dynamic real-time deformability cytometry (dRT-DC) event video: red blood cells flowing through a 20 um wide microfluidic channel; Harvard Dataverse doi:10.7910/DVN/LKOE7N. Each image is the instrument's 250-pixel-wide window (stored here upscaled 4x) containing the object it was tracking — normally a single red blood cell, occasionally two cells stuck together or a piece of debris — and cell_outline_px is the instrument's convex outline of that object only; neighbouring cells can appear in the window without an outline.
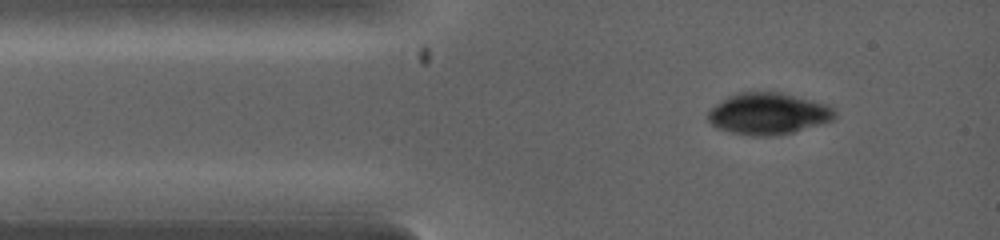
{"species": "common noctule bat (a hibernating species)", "species_latin": "Nyctalus noctula", "temperature_condition": "warm", "stored_images_in_passage": 2, "camera_frame_rate_fps": 5000, "um_per_image_px": 0.085, "animal": {"sex": "female", "body_mass_g": 19.0, "forearm_length_mm": 53.3}, "frame": {"image": 1, "passage_image": 1, "time_ms": 0.0, "image_size_px": [1000, 240], "cell_outline_px": [[836, 120], [824, 124], [776, 136], [752, 136], [732, 132], [716, 128], [708, 120], [708, 108], [728, 96], [740, 92], [780, 92], [828, 104], [836, 108]], "centroid_in_image_um": [65.34, 9.67], "position_along_channel_um": 19.7, "area_um2": 31.21}}